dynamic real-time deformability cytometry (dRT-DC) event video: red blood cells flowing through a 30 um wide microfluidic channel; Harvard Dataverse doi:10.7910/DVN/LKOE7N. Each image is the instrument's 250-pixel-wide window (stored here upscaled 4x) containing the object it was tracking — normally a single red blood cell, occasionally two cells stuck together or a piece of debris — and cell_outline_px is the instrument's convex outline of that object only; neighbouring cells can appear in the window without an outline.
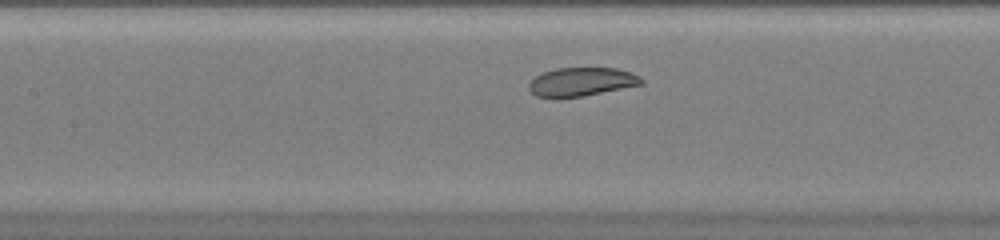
{"species": "common noctule bat (a hibernating species)", "species_latin": "Nyctalus noctula", "temperature_condition": "warm", "stored_images_in_passage": 31, "camera_frame_rate_fps": 3000, "um_per_image_px": 0.085, "animal": {"sex": "female", "body_mass_g": 20.0, "forearm_length_mm": 54.0}, "frame": {"image": 1, "passage_image": 11, "time_ms": 3.333, "image_size_px": [1000, 240], "cell_outline_px": [[644, 84], [584, 96], [536, 96], [528, 88], [528, 84], [536, 76], [544, 72], [556, 68], [616, 68], [632, 72], [640, 76], [644, 80]], "centroid_in_image_um": [49.5, 6.93], "position_along_channel_um": 157.9, "area_um2": 18.55}}
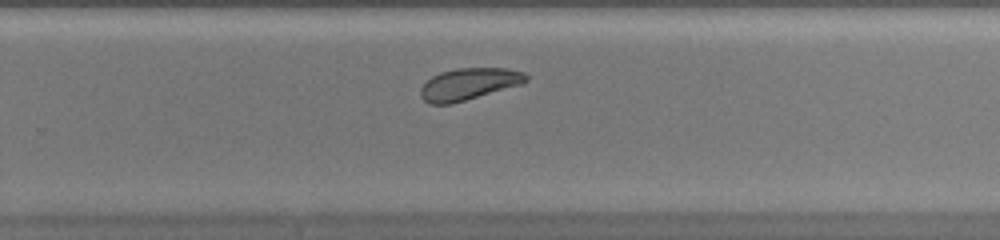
{"frame": {"image": 2, "passage_image": 21, "time_ms": 6.667, "image_size_px": [1000, 240], "cell_outline_px": [[528, 80], [524, 84], [452, 104], [428, 104], [420, 96], [420, 88], [432, 76], [440, 72], [460, 68], [508, 68], [524, 72], [528, 76]], "centroid_in_image_um": [39.88, 7.15], "position_along_channel_um": 289.9, "area_um2": 19.77}}
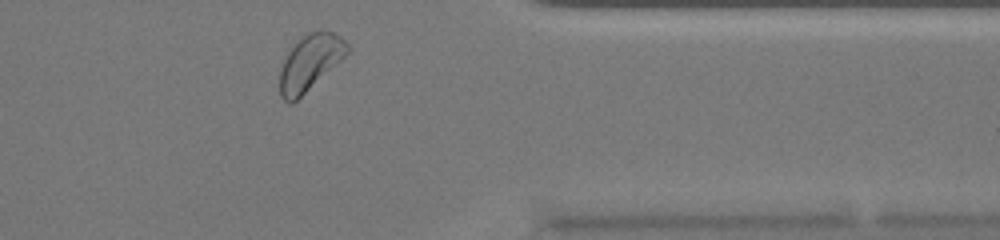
{"frame": {"image": 3, "passage_image": 29, "time_ms": 9.333, "image_size_px": [1000, 240], "cell_outline_px": [[352, 48], [340, 60], [292, 104], [288, 104], [280, 96], [280, 68], [288, 52], [308, 32], [320, 28], [332, 32], [340, 36]], "centroid_in_image_um": [26.35, 5.3], "position_along_channel_um": 385.0, "area_um2": 21.56}}